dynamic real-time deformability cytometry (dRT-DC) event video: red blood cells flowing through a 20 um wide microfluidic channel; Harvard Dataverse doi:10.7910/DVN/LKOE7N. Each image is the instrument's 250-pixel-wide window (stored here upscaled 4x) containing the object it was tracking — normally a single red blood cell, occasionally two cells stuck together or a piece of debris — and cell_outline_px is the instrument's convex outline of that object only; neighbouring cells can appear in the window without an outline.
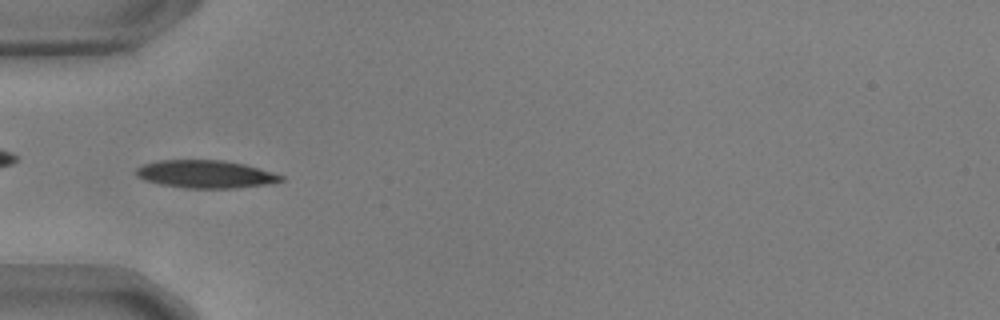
{"species": "common noctule bat (a hibernating species)", "species_latin": "Nyctalus noctula", "temperature_condition": "warm", "stored_images_in_passage": 50, "camera_frame_rate_fps": 3000, "um_per_image_px": 0.085, "animal": {"sex": "male", "body_mass_g": 17.9, "forearm_length_mm": 54.2}, "frame": {"image": 1, "passage_image": 13, "time_ms": 4.0, "image_size_px": [1000, 320], "cell_outline_px": [[284, 180], [272, 184], [236, 188], [184, 188], [160, 184], [144, 180], [136, 176], [136, 168], [144, 164], [160, 160], [224, 160], [244, 164], [260, 168], [284, 176]], "centroid_in_image_um": [17.5, 14.81], "position_along_channel_um": 67.5, "area_um2": 23.64}}
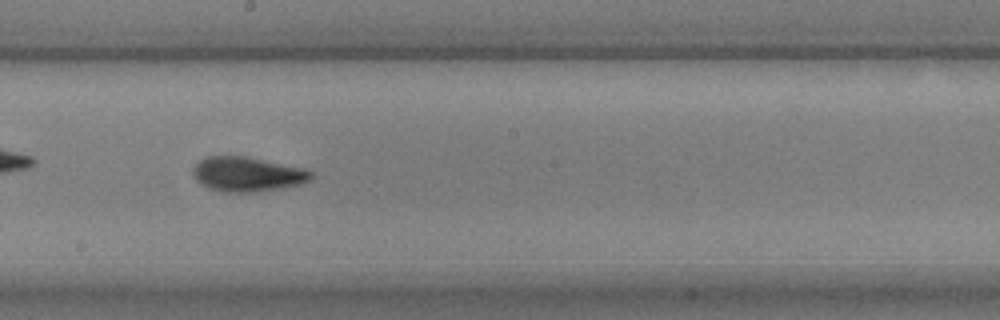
{"frame": {"image": 2, "passage_image": 26, "time_ms": 8.333, "image_size_px": [1000, 320], "cell_outline_px": [[316, 176], [300, 184], [280, 188], [256, 192], [220, 192], [208, 188], [200, 184], [192, 176], [192, 168], [200, 160], [208, 156], [248, 156], [304, 168], [312, 172]], "centroid_in_image_um": [21.0, 14.81], "position_along_channel_um": 227.2, "area_um2": 24.1}}
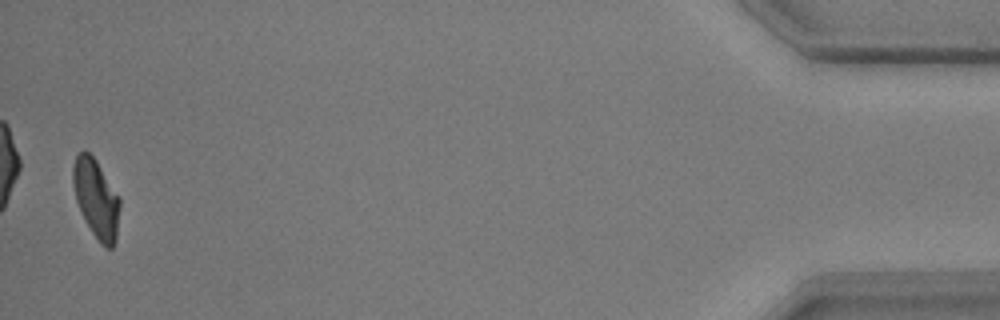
{"frame": {"image": 3, "passage_image": 49, "time_ms": 16.0, "image_size_px": [1000, 320], "cell_outline_px": [[120, 204], [116, 240], [112, 248], [104, 248], [100, 244], [84, 220], [76, 200], [72, 184], [72, 164], [76, 156], [84, 148], [96, 160], [120, 196]], "centroid_in_image_um": [8.17, 16.87], "position_along_channel_um": 427.0, "area_um2": 21.79}, "authors_computed_cell_mechanics": {"area_um2": 22.542, "velocity_mm_per_s": 3.6848, "shape_relaxation_time_tau1_ms": 3.6269, "shape_relaxation_time_tau2_ms": 1.5194, "deformation_change_tau1": 0.1546, "deformation_change_tau2": 0.0618}}